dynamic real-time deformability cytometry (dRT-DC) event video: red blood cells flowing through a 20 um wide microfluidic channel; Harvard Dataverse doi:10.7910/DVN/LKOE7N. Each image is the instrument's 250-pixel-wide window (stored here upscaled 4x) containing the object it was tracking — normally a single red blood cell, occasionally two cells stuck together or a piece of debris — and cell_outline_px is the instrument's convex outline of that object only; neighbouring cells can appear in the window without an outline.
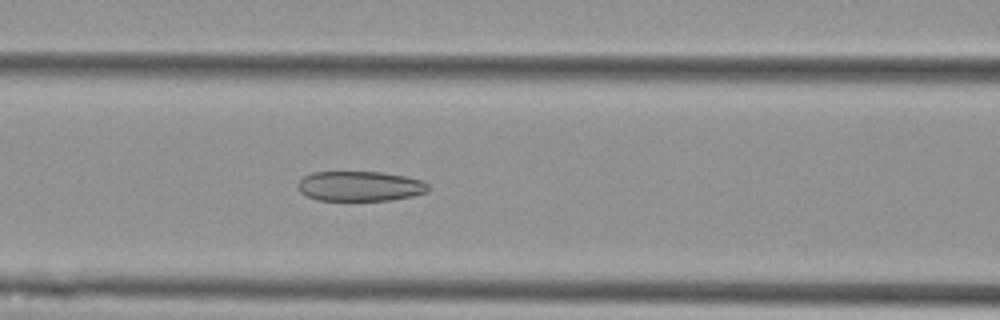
{"species": "Egyptian fruit bat (a non-hibernating species)", "species_latin": "Rousettus aegyptiacus", "temperature_condition": "cold", "stored_images_in_passage": 57, "camera_frame_rate_fps": 3000, "um_per_image_px": 0.085, "animal": {"sex": "female"}, "frame": {"image": 1, "passage_image": 24, "time_ms": 7.667, "image_size_px": [1000, 320], "cell_outline_px": [[428, 192], [412, 196], [388, 200], [316, 200], [300, 192], [296, 188], [296, 184], [304, 176], [312, 172], [380, 172], [404, 176], [420, 180], [428, 184]], "centroid_in_image_um": [30.55, 15.82], "position_along_channel_um": 136.0, "area_um2": 22.72}}
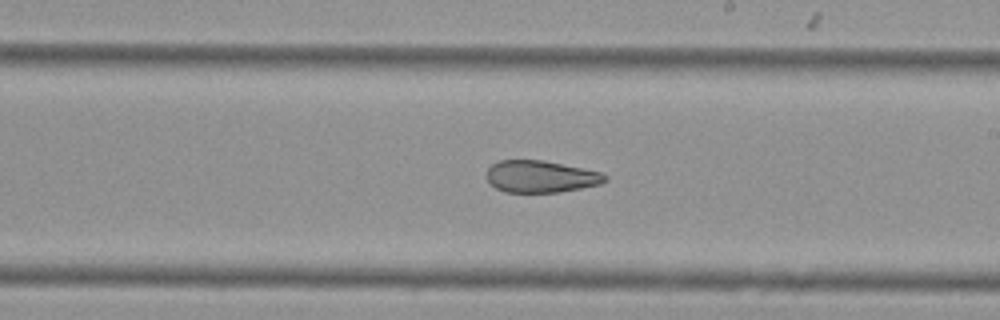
{"frame": {"image": 2, "passage_image": 33, "time_ms": 10.667, "image_size_px": [1000, 320], "cell_outline_px": [[608, 180], [600, 184], [560, 192], [504, 192], [488, 184], [488, 168], [492, 164], [500, 160], [544, 160], [600, 172], [608, 176]], "centroid_in_image_um": [45.95, 15.01], "position_along_channel_um": 243.0, "area_um2": 22.02}}
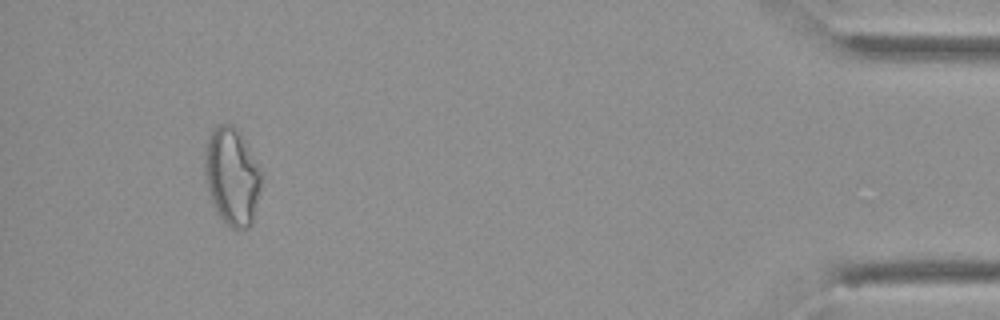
{"frame": {"image": 3, "passage_image": 53, "time_ms": 17.333, "image_size_px": [1000, 320], "cell_outline_px": [[260, 188], [252, 224], [248, 228], [232, 228], [216, 212], [212, 204], [204, 176], [204, 156], [208, 140], [212, 132], [220, 124], [232, 124], [236, 128], [248, 148], [260, 172]], "centroid_in_image_um": [19.68, 15.03], "position_along_channel_um": 415.5, "area_um2": 31.39}, "authors_computed_cell_mechanics": {"area_um2": 28.0908, "velocity_mm_per_s": 3.5836, "shape_relaxation_time_tau1_ms": null, "shape_relaxation_time_tau2_ms": 3.0306, "deformation_change_tau1": null, "deformation_change_tau2": 0.1103}}